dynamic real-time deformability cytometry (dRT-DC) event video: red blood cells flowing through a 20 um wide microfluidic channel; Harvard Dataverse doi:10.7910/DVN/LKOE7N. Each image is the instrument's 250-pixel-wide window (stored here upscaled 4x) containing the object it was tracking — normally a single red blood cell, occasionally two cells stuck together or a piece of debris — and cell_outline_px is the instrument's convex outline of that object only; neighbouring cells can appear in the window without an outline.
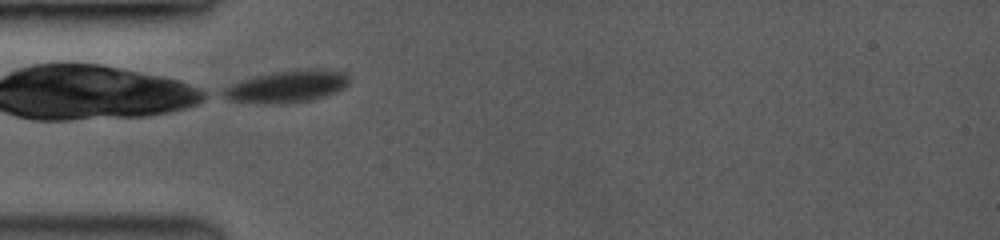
{"species": "common noctule bat (a hibernating species)", "species_latin": "Nyctalus noctula", "temperature_condition": "room temperature", "stored_images_in_passage": 3, "camera_frame_rate_fps": 3500, "um_per_image_px": 0.085, "animal": {"sex": "female", "body_mass_g": 19.0, "forearm_length_mm": 53.3}, "frame": {"image": 1, "passage_image": 2, "time_ms": 0.857, "image_size_px": [1000, 240], "cell_outline_px": [[348, 80], [340, 88], [324, 96], [308, 100], [232, 100], [216, 92], [232, 84], [256, 76], [280, 72], [344, 72]], "centroid_in_image_um": [24.29, 7.34], "position_along_channel_um": 60.7, "area_um2": 20.46}}